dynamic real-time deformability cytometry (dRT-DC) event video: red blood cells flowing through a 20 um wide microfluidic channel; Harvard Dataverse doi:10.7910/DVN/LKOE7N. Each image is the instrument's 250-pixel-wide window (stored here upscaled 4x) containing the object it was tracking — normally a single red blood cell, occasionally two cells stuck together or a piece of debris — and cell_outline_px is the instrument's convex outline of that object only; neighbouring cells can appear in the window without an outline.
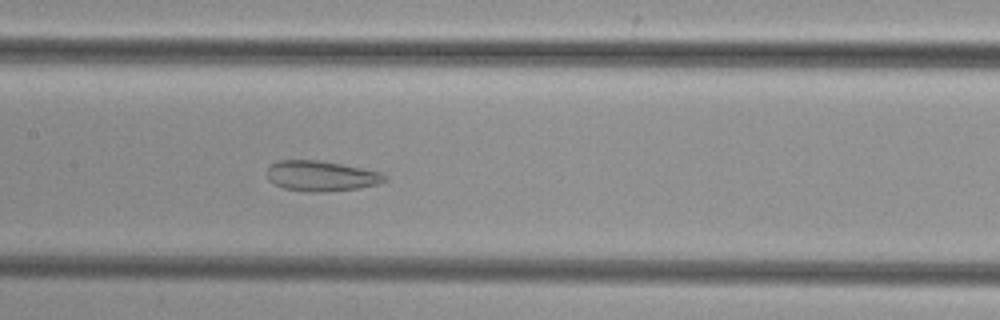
{"species": "common noctule bat (a hibernating species)", "species_latin": "Nyctalus noctula", "temperature_condition": "cold", "stored_images_in_passage": 48, "camera_frame_rate_fps": 3000, "um_per_image_px": 0.085, "animal": {"sex": "female", "body_mass_g": 29.2, "forearm_length_mm": 56.3}, "frame": {"image": 1, "passage_image": 22, "time_ms": 7.0, "image_size_px": [1000, 320], "cell_outline_px": [[388, 180], [376, 184], [360, 188], [328, 192], [308, 192], [284, 188], [268, 180], [268, 168], [272, 164], [280, 160], [320, 160], [380, 172], [388, 176]], "centroid_in_image_um": [27.32, 14.97], "position_along_channel_um": 180.1, "area_um2": 20.75}}
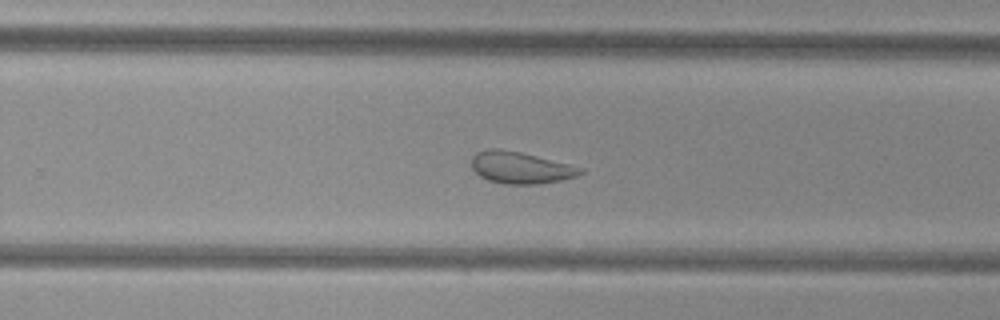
{"frame": {"image": 2, "passage_image": 30, "time_ms": 9.667, "image_size_px": [1000, 320], "cell_outline_px": [[584, 172], [576, 176], [560, 180], [540, 184], [504, 184], [488, 180], [480, 176], [472, 168], [472, 156], [476, 152], [488, 148], [500, 148], [520, 152], [584, 168]], "centroid_in_image_um": [44.22, 14.25], "position_along_channel_um": 285.6, "area_um2": 20.11}}
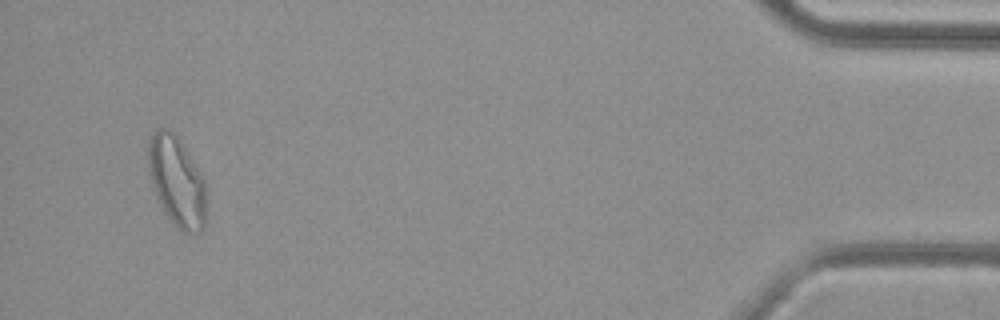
{"frame": {"image": 3, "passage_image": 46, "time_ms": 15.0, "image_size_px": [1000, 320], "cell_outline_px": [[208, 184], [204, 228], [200, 232], [180, 232], [172, 224], [164, 212], [156, 196], [148, 172], [148, 140], [156, 128], [168, 128], [180, 140], [204, 176]], "centroid_in_image_um": [15.05, 15.43], "position_along_channel_um": 420.1, "area_um2": 31.27}}